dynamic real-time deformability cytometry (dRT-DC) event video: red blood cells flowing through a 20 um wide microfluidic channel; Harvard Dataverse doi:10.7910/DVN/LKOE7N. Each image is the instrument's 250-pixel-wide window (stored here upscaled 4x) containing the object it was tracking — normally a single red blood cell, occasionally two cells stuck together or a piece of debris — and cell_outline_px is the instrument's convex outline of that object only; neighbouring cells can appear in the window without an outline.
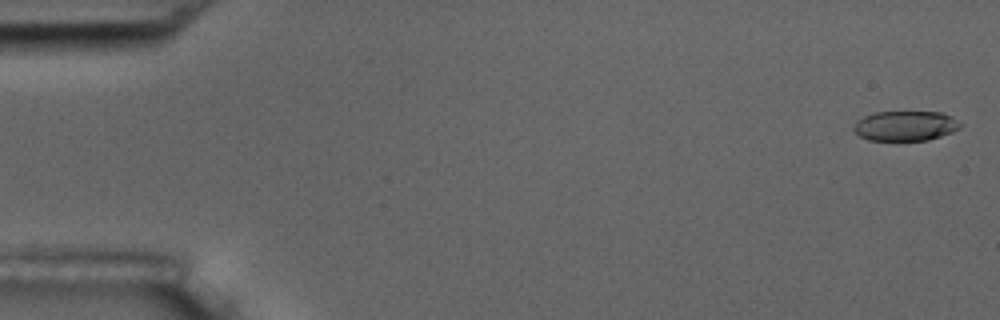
{"species": "common noctule bat (a hibernating species)", "species_latin": "Nyctalus noctula", "temperature_condition": "room temperature", "stored_images_in_passage": 16, "camera_frame_rate_fps": 3000, "um_per_image_px": 0.085, "animal": {"sex": "male", "body_mass_g": 17.5, "forearm_length_mm": 52.3}, "frame": {"image": 1, "passage_image": 1, "time_ms": 0.0, "image_size_px": [1000, 320], "cell_outline_px": [[964, 124], [960, 128], [952, 132], [928, 140], [868, 140], [860, 136], [852, 128], [856, 120], [864, 116], [876, 112], [940, 112], [952, 116]], "centroid_in_image_um": [76.98, 10.69], "position_along_channel_um": 8.0, "area_um2": 18.67}}
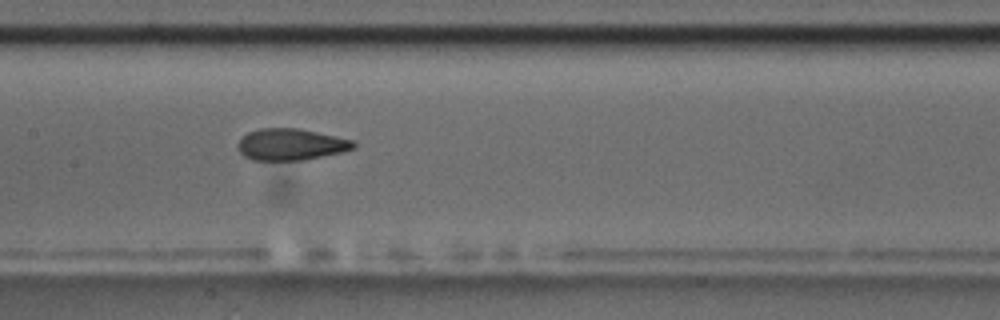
{"frame": {"image": 2, "passage_image": 9, "time_ms": 9.0, "image_size_px": [1000, 320], "cell_outline_px": [[356, 148], [344, 152], [304, 160], [252, 160], [244, 156], [236, 148], [236, 144], [248, 132], [260, 128], [296, 128], [356, 140]], "centroid_in_image_um": [24.75, 12.28], "position_along_channel_um": 182.7, "area_um2": 21.5}}
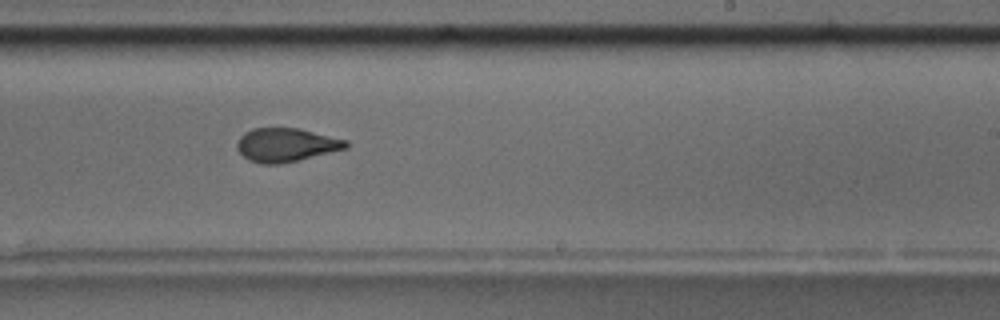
{"frame": {"image": 3, "passage_image": 11, "time_ms": 11.333, "image_size_px": [1000, 320], "cell_outline_px": [[348, 148], [300, 160], [280, 164], [260, 164], [248, 160], [236, 148], [236, 144], [240, 136], [244, 132], [252, 128], [300, 128], [348, 140]], "centroid_in_image_um": [24.32, 12.32], "position_along_channel_um": 264.7, "area_um2": 21.62}, "authors_computed_cell_mechanics": {"area_um2": 21.6461, "velocity_mm_per_s": 3.5264, "shape_relaxation_time_tau1_ms": null, "shape_relaxation_time_tau2_ms": 1.4537, "deformation_change_tau1": null, "deformation_change_tau2": 0.0688}}